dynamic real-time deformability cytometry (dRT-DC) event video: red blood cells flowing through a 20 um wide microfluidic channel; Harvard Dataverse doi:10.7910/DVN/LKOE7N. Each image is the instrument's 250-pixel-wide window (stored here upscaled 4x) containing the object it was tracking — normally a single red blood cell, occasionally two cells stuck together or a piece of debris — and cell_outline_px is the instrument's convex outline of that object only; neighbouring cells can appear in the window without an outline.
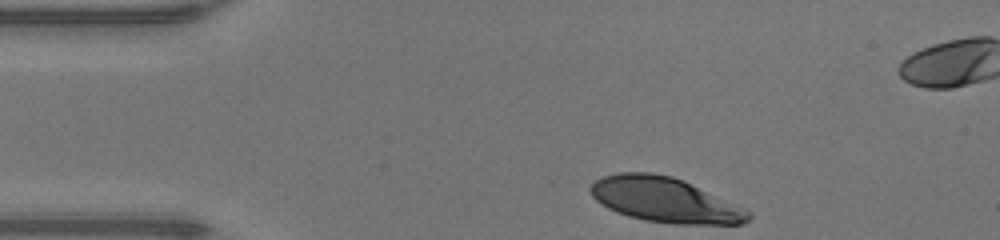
{"species": "human", "species_latin": "Homo sapiens", "temperature_condition": "warm", "stored_images_in_passage": 32, "camera_frame_rate_fps": 3000, "um_per_image_px": 0.085, "donor": {"sex": "male"}, "frame": {"image": 1, "passage_image": 1, "time_ms": 0.0, "image_size_px": [1000, 240], "cell_outline_px": [[752, 216], [744, 224], [676, 224], [644, 220], [628, 216], [616, 212], [608, 208], [596, 200], [592, 196], [588, 188], [596, 180], [604, 176], [620, 172], [652, 172], [672, 176], [684, 180], [752, 212]], "centroid_in_image_um": [56.51, 16.99], "position_along_channel_um": 28.5, "area_um2": 41.27}}
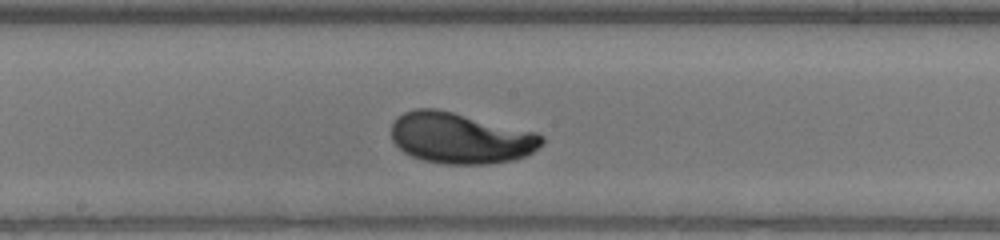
{"frame": {"image": 2, "passage_image": 18, "time_ms": 5.667, "image_size_px": [1000, 240], "cell_outline_px": [[544, 140], [532, 152], [516, 160], [488, 164], [444, 164], [424, 160], [412, 156], [404, 152], [392, 140], [392, 124], [396, 116], [404, 112], [416, 108], [436, 108], [536, 132], [544, 136]], "centroid_in_image_um": [39.12, 11.73], "position_along_channel_um": 209.1, "area_um2": 44.62}}
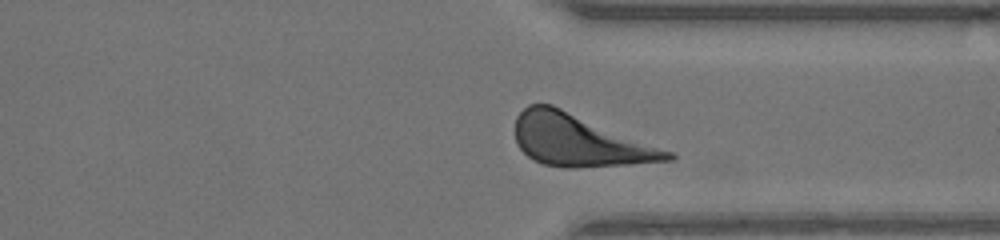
{"frame": {"image": 3, "passage_image": 29, "time_ms": 9.333, "image_size_px": [1000, 240], "cell_outline_px": [[676, 156], [672, 160], [628, 164], [576, 168], [564, 168], [544, 164], [528, 156], [516, 144], [516, 116], [528, 104], [552, 104], [672, 152]], "centroid_in_image_um": [49.21, 11.94], "position_along_channel_um": 362.2, "area_um2": 45.49}, "authors_computed_cell_mechanics": {"area_um2": 44.1303, "velocity_mm_per_s": 4.194, "shape_relaxation_time_tau1_ms": 3.527, "shape_relaxation_time_tau2_ms": null, "deformation_change_tau1": 0.2041, "deformation_change_tau2": null}}